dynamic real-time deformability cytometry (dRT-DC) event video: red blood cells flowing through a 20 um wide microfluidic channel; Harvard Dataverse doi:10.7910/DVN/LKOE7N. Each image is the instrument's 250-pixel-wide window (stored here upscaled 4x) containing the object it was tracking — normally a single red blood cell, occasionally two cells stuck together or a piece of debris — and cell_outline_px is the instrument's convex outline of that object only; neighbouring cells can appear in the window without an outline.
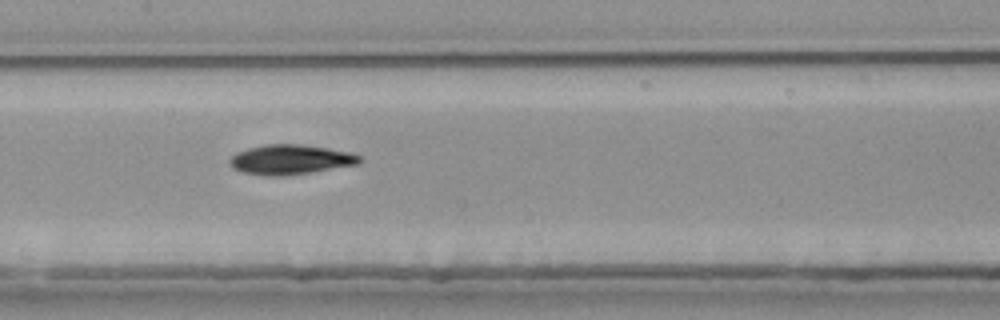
{"species": "common noctule bat (a hibernating species)", "species_latin": "Nyctalus noctula", "temperature_condition": "room temperature", "stored_images_in_passage": 37, "camera_frame_rate_fps": 3000, "um_per_image_px": 0.085, "animal": {"sex": "female", "body_mass_g": 25.1}, "frame": {"image": 1, "passage_image": 16, "time_ms": 5.0, "image_size_px": [1000, 320], "cell_outline_px": [[364, 160], [360, 164], [308, 172], [280, 176], [272, 176], [244, 172], [232, 168], [228, 160], [236, 152], [248, 148], [264, 144], [300, 144], [328, 148], [352, 152], [364, 156]], "centroid_in_image_um": [24.74, 13.54], "position_along_channel_um": 182.7, "area_um2": 22.6}}
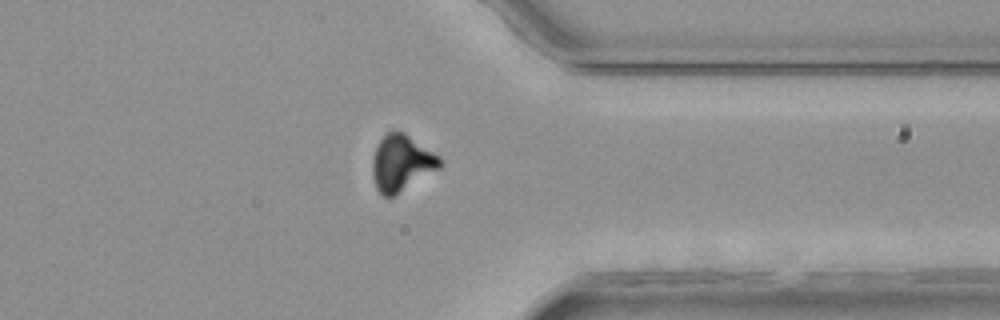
{"frame": {"image": 2, "passage_image": 32, "time_ms": 10.333, "image_size_px": [1000, 320], "cell_outline_px": [[444, 164], [440, 168], [392, 196], [384, 196], [376, 188], [372, 176], [372, 156], [380, 140], [388, 132], [404, 132], [440, 156], [444, 160]], "centroid_in_image_um": [34.14, 13.85], "position_along_channel_um": 377.3, "area_um2": 21.91}, "authors_computed_cell_mechanics": {"area_um2": 22.1374, "velocity_mm_per_s": 3.7897, "shape_relaxation_time_tau1_ms": 5.3909, "shape_relaxation_time_tau2_ms": null, "deformation_change_tau1": 0.1871, "deformation_change_tau2": null}}